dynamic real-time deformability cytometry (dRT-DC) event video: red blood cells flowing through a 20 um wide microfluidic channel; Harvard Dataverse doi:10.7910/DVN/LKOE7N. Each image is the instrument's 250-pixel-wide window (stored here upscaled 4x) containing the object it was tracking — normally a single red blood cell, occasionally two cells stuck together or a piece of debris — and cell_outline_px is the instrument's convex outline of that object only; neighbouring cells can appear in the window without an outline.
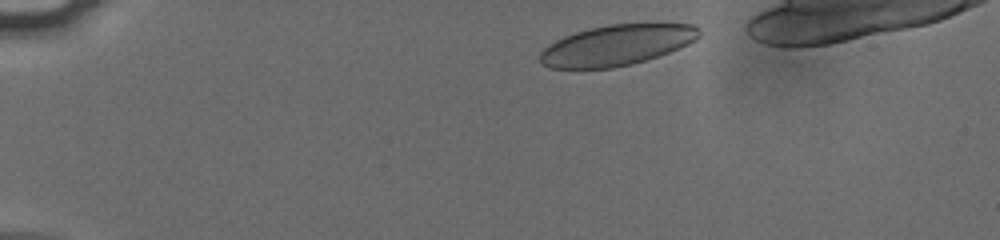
{"species": "human", "species_latin": "Homo sapiens", "temperature_condition": "cold", "stored_images_in_passage": 44, "camera_frame_rate_fps": 3000, "um_per_image_px": 0.085, "donor": {"sex": "male"}, "frame": {"image": 1, "passage_image": 3, "time_ms": 0.667, "image_size_px": [1000, 240], "cell_outline_px": [[700, 36], [696, 40], [688, 44], [668, 52], [632, 64], [612, 68], [552, 68], [544, 64], [540, 60], [540, 52], [548, 44], [564, 36], [588, 28], [608, 24], [692, 24], [700, 28]], "centroid_in_image_um": [52.42, 3.83], "position_along_channel_um": 32.6, "area_um2": 37.4}}
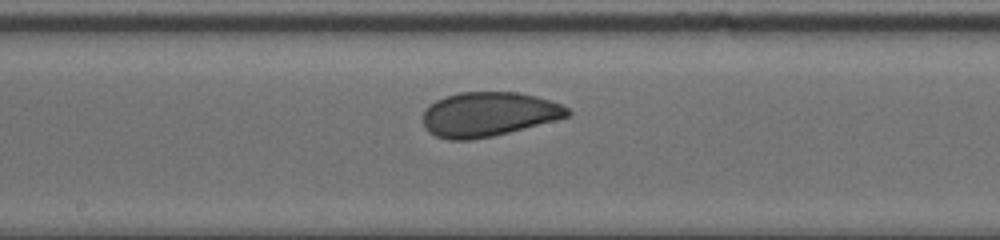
{"frame": {"image": 2, "passage_image": 23, "time_ms": 7.333, "image_size_px": [1000, 240], "cell_outline_px": [[572, 112], [568, 116], [508, 132], [492, 136], [472, 140], [448, 140], [436, 136], [428, 132], [424, 128], [424, 112], [436, 100], [444, 96], [460, 92], [516, 92], [536, 96], [560, 104], [568, 108]], "centroid_in_image_um": [41.49, 9.71], "position_along_channel_um": 206.7, "area_um2": 37.05}}
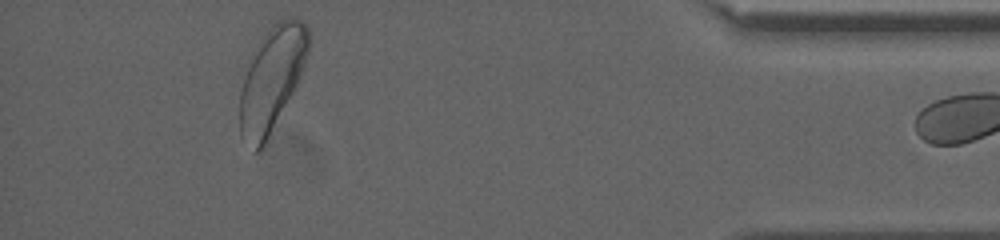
{"frame": {"image": 3, "passage_image": 43, "time_ms": 14.0, "image_size_px": [1000, 240], "cell_outline_px": [[308, 52], [304, 64], [296, 84], [260, 152], [252, 152], [240, 136], [240, 92], [248, 68], [252, 60], [272, 24], [288, 16], [296, 16], [308, 28]], "centroid_in_image_um": [23.1, 6.77], "position_along_channel_um": 412.1, "area_um2": 40.23}}